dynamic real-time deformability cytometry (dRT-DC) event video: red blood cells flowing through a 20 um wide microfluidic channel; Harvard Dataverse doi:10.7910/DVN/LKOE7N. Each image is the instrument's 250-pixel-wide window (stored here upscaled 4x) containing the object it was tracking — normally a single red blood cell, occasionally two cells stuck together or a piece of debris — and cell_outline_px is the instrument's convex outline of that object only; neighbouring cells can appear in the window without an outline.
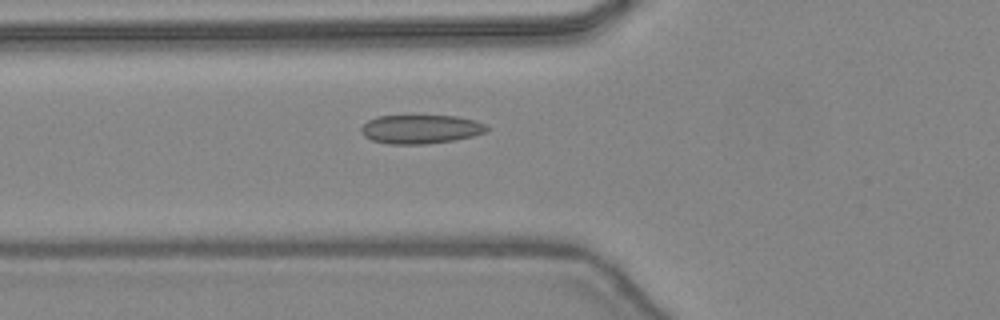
{"species": "common noctule bat (a hibernating species)", "species_latin": "Nyctalus noctula", "temperature_condition": "warm", "stored_images_in_passage": 40, "camera_frame_rate_fps": 3000, "um_per_image_px": 0.085, "animal": {"sex": "female", "body_mass_g": 24.6, "forearm_length_mm": 56.2}, "frame": {"image": 1, "passage_image": 11, "time_ms": 3.333, "image_size_px": [1000, 320], "cell_outline_px": [[488, 128], [484, 132], [472, 136], [452, 140], [428, 144], [388, 144], [372, 140], [364, 136], [360, 132], [360, 128], [368, 120], [376, 116], [456, 116], [476, 120], [484, 124]], "centroid_in_image_um": [35.71, 10.98], "position_along_channel_um": 90.1, "area_um2": 21.04}}
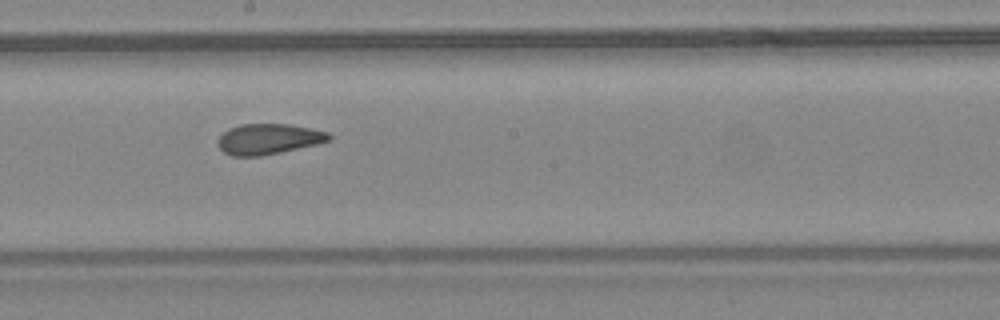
{"frame": {"image": 2, "passage_image": 20, "time_ms": 6.333, "image_size_px": [1000, 320], "cell_outline_px": [[332, 140], [316, 144], [280, 152], [260, 156], [232, 156], [224, 152], [216, 144], [216, 140], [228, 128], [240, 124], [288, 124], [328, 132], [332, 136]], "centroid_in_image_um": [22.79, 11.81], "position_along_channel_um": 225.4, "area_um2": 19.77}}
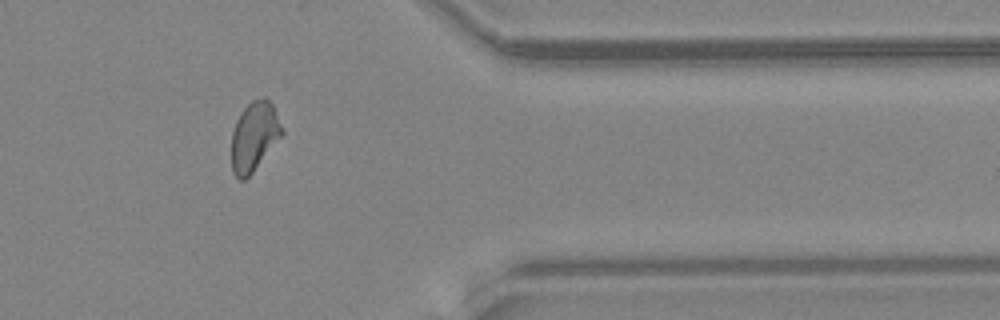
{"frame": {"image": 3, "passage_image": 32, "time_ms": 10.333, "image_size_px": [1000, 320], "cell_outline_px": [[284, 132], [252, 172], [244, 180], [240, 180], [232, 172], [232, 132], [236, 120], [240, 112], [252, 100], [264, 96], [272, 104], [284, 128]], "centroid_in_image_um": [21.61, 11.56], "position_along_channel_um": 389.8, "area_um2": 20.17}, "authors_computed_cell_mechanics": {"area_um2": 20.1722, "velocity_mm_per_s": 4.4808, "shape_relaxation_time_tau1_ms": 10.7962, "shape_relaxation_time_tau2_ms": 1.2664, "deformation_change_tau1": 0.209, "deformation_change_tau2": 0.0466}}